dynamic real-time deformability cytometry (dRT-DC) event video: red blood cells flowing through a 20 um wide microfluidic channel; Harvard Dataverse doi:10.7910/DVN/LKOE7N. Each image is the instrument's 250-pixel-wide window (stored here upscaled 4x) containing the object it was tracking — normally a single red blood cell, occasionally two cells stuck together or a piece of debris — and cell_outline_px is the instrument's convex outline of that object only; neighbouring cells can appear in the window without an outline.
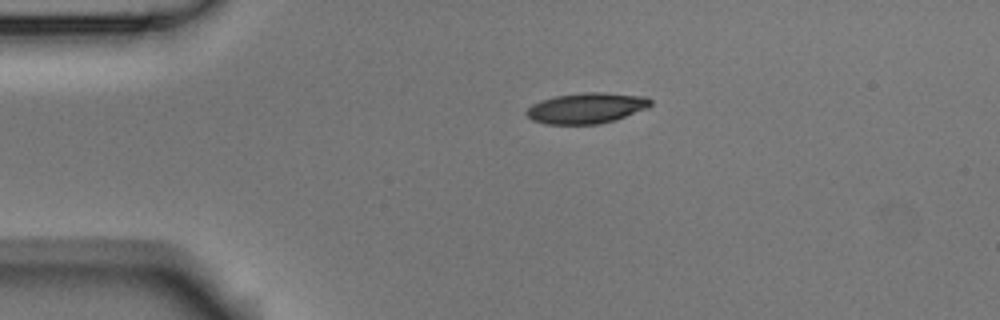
{"species": "Egyptian fruit bat (a non-hibernating species)", "species_latin": "Rousettus aegyptiacus", "temperature_condition": "room temperature", "stored_images_in_passage": 3, "camera_frame_rate_fps": 3000, "um_per_image_px": 0.085, "animal": {"sex": "male"}, "frame": {"image": 1, "passage_image": 1, "time_ms": 0.0, "image_size_px": [1000, 320], "cell_outline_px": [[652, 104], [648, 108], [616, 120], [600, 124], [548, 124], [532, 120], [524, 112], [532, 104], [540, 100], [556, 96], [584, 92], [604, 92], [648, 96], [652, 100]], "centroid_in_image_um": [49.89, 9.18], "position_along_channel_um": 35.1, "area_um2": 22.43}}
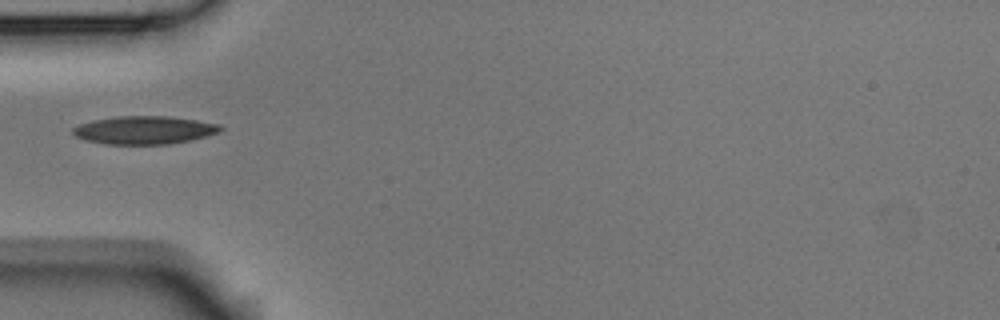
{"frame": {"image": 2, "passage_image": 2, "time_ms": 0.333, "image_size_px": [1000, 320], "cell_outline_px": [[224, 128], [220, 132], [192, 140], [168, 144], [104, 144], [84, 140], [76, 136], [72, 132], [72, 128], [80, 124], [96, 120], [116, 116], [168, 116], [196, 120], [220, 124]], "centroid_in_image_um": [12.29, 11.06], "position_along_channel_um": 72.7, "area_um2": 24.16}}
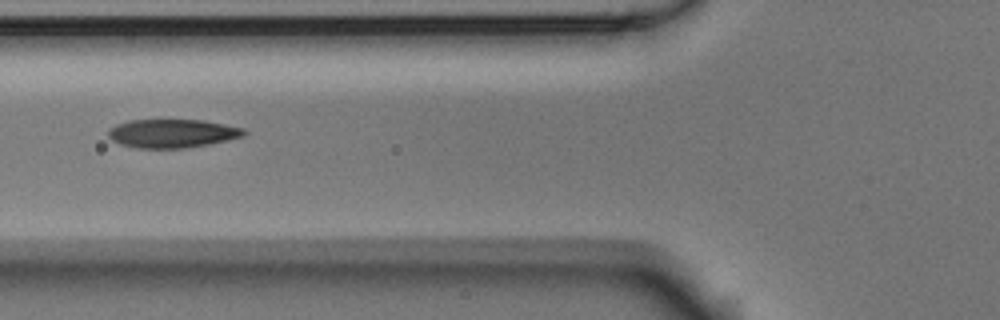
{"frame": {"image": 3, "passage_image": 3, "time_ms": 0.667, "image_size_px": [1000, 320], "cell_outline_px": [[248, 132], [244, 136], [228, 140], [208, 144], [184, 148], [136, 148], [120, 144], [112, 140], [108, 136], [108, 128], [116, 124], [128, 120], [204, 120], [244, 128]], "centroid_in_image_um": [14.63, 11.34], "position_along_channel_um": 111.2, "area_um2": 22.72}}